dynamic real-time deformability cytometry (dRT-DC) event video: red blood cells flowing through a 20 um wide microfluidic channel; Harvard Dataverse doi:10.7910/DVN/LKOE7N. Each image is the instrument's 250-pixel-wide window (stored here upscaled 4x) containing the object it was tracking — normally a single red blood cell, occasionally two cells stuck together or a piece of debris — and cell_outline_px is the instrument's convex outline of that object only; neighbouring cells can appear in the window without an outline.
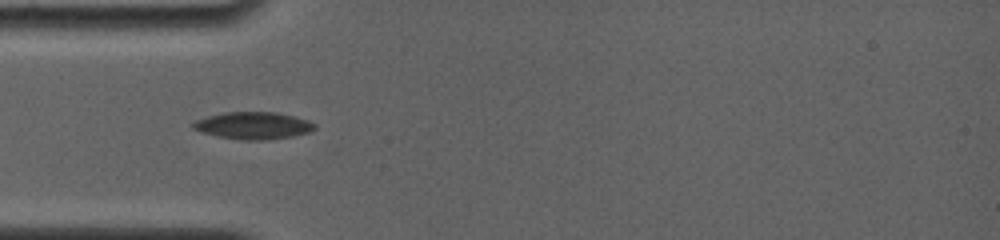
{"species": "common noctule bat (a hibernating species)", "species_latin": "Nyctalus noctula", "temperature_condition": "room temperature", "stored_images_in_passage": 4, "camera_frame_rate_fps": 4000, "um_per_image_px": 0.085, "animal": {"sex": "female", "body_mass_g": 19.0, "forearm_length_mm": 56.7}, "frame": {"image": 1, "passage_image": 2, "time_ms": 0.75, "image_size_px": [1000, 240], "cell_outline_px": [[316, 128], [312, 132], [292, 136], [260, 140], [244, 140], [216, 136], [200, 132], [192, 128], [192, 124], [196, 120], [208, 116], [224, 112], [276, 112], [308, 120], [316, 124]], "centroid_in_image_um": [21.53, 10.67], "position_along_channel_um": 63.5, "area_um2": 19.25}}
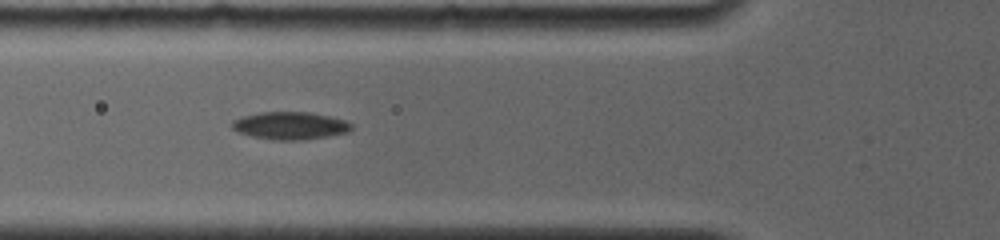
{"frame": {"image": 2, "passage_image": 3, "time_ms": 1.75, "image_size_px": [1000, 240], "cell_outline_px": [[352, 128], [348, 132], [328, 136], [304, 140], [272, 140], [252, 136], [240, 132], [232, 128], [232, 120], [244, 116], [260, 112], [308, 112], [328, 116], [344, 120], [352, 124]], "centroid_in_image_um": [24.67, 10.68], "position_along_channel_um": 101.1, "area_um2": 19.07}}